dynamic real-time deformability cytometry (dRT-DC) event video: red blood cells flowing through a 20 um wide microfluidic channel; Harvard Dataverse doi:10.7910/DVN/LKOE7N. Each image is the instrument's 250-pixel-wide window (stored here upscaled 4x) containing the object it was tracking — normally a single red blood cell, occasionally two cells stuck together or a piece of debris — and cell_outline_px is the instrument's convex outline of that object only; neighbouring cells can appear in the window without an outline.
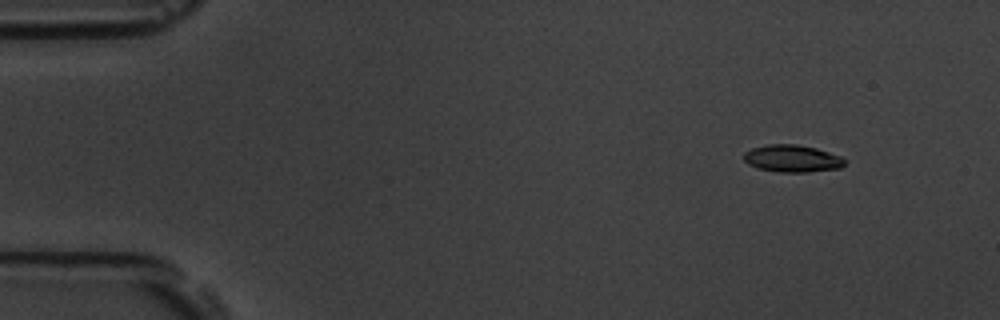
{"species": "common noctule bat (a hibernating species)", "species_latin": "Nyctalus noctula", "temperature_condition": "room temperature", "stored_images_in_passage": 5, "camera_frame_rate_fps": 3000, "um_per_image_px": 0.085, "animal": {"sex": "male", "body_mass_g": 19.5, "forearm_length_mm": 54.6}, "frame": {"image": 1, "passage_image": 2, "time_ms": 0.333, "image_size_px": [1000, 320], "cell_outline_px": [[848, 160], [840, 168], [808, 172], [780, 172], [756, 168], [748, 164], [744, 160], [744, 152], [752, 148], [768, 144], [796, 144], [816, 148], [840, 156]], "centroid_in_image_um": [67.34, 13.47], "position_along_channel_um": 17.7, "area_um2": 16.07}}
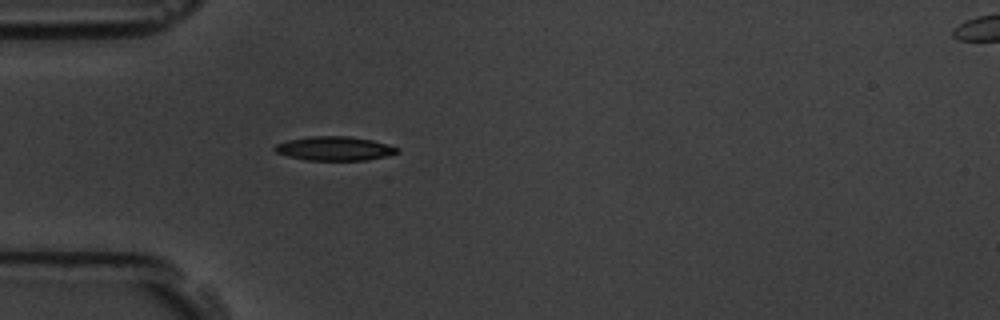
{"frame": {"image": 2, "passage_image": 5, "time_ms": 1.333, "image_size_px": [1000, 320], "cell_outline_px": [[400, 152], [384, 156], [364, 160], [304, 160], [288, 156], [276, 152], [272, 148], [276, 144], [288, 140], [308, 136], [348, 136], [372, 140], [388, 144], [400, 148]], "centroid_in_image_um": [28.42, 12.62], "position_along_channel_um": 56.6, "area_um2": 17.17}}